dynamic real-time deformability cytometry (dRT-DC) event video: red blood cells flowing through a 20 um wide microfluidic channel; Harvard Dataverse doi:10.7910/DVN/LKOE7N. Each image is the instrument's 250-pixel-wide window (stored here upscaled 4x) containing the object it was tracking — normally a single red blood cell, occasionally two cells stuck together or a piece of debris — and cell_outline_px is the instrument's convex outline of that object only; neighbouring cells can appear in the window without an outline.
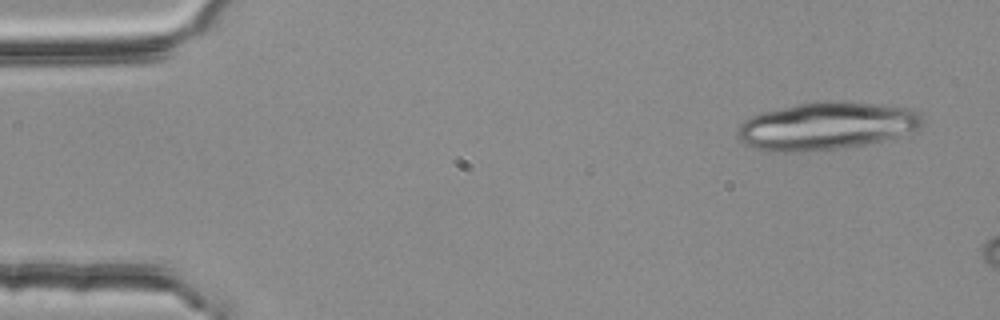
{"species": "common noctule bat (a hibernating species)", "species_latin": "Nyctalus noctula", "temperature_condition": "room temperature", "stored_images_in_passage": 3, "camera_frame_rate_fps": 3000, "um_per_image_px": 0.085, "animal": {"sex": "female", "body_mass_g": 25.1}, "frame": {"image": 1, "passage_image": 1, "time_ms": 0.0, "image_size_px": [1000, 320], "cell_outline_px": [[924, 120], [920, 128], [916, 132], [864, 144], [840, 148], [804, 152], [772, 152], [756, 148], [744, 144], [736, 136], [736, 128], [744, 120], [760, 112], [796, 104], [816, 100], [840, 100], [880, 104], [912, 108], [920, 112]], "centroid_in_image_um": [70.25, 10.69], "position_along_channel_um": 14.7, "area_um2": 52.31}}